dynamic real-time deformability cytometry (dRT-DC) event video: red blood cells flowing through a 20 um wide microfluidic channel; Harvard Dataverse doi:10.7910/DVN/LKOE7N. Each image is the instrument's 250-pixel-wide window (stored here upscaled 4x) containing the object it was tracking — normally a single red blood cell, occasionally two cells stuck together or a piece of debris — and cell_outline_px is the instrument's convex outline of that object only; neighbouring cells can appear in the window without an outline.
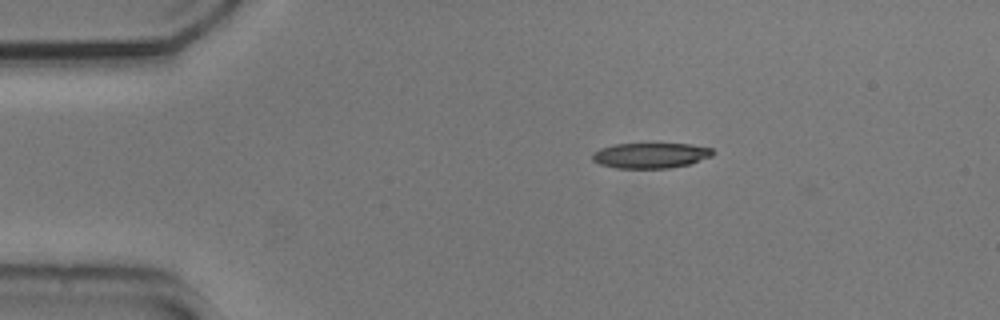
{"species": "common noctule bat (a hibernating species)", "species_latin": "Nyctalus noctula", "temperature_condition": "cold", "stored_images_in_passage": 38, "camera_frame_rate_fps": 3000, "um_per_image_px": 0.085, "animal": {"sex": "male", "body_mass_g": 20.5, "forearm_length_mm": 52.5}, "frame": {"image": 1, "passage_image": 1, "time_ms": 0.0, "image_size_px": [1000, 320], "cell_outline_px": [[712, 156], [688, 164], [668, 168], [616, 168], [600, 164], [592, 160], [592, 152], [600, 148], [616, 144], [692, 144], [712, 148]], "centroid_in_image_um": [55.26, 13.21], "position_along_channel_um": 29.7, "area_um2": 17.69}}
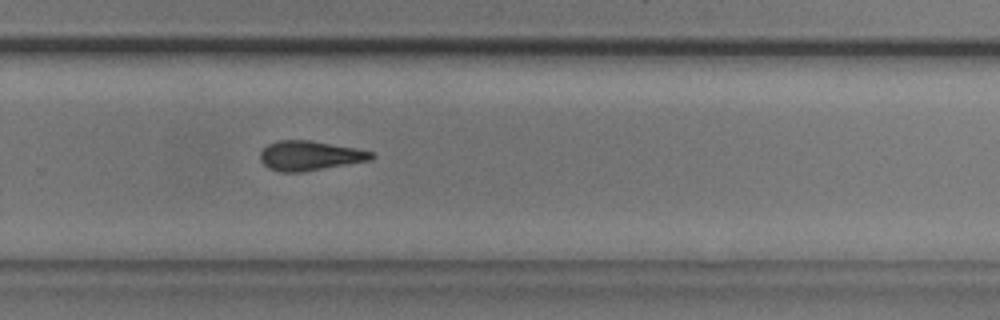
{"frame": {"image": 2, "passage_image": 27, "time_ms": 8.667, "image_size_px": [1000, 320], "cell_outline_px": [[376, 156], [372, 160], [300, 172], [280, 172], [268, 168], [260, 160], [260, 152], [268, 144], [276, 140], [308, 140], [356, 148], [372, 152]], "centroid_in_image_um": [26.32, 13.23], "position_along_channel_um": 303.5, "area_um2": 19.13}}
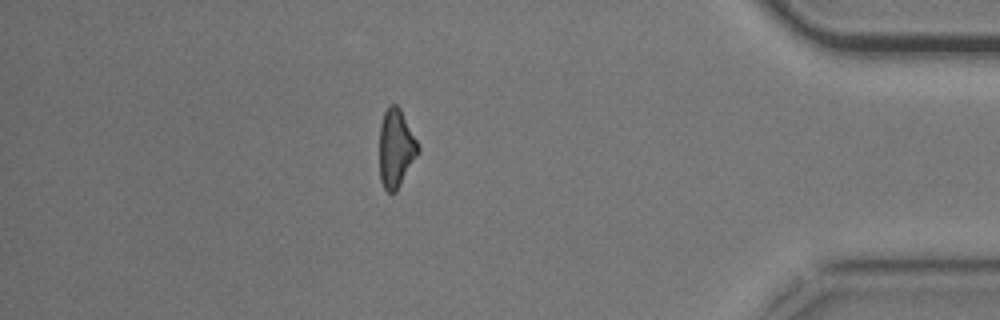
{"frame": {"image": 3, "passage_image": 38, "time_ms": 12.333, "image_size_px": [1000, 320], "cell_outline_px": [[420, 152], [396, 192], [388, 192], [384, 188], [380, 180], [380, 124], [384, 112], [388, 104], [396, 104], [400, 108], [420, 148]], "centroid_in_image_um": [33.65, 12.61], "position_along_channel_um": 401.5, "area_um2": 17.63}, "authors_computed_cell_mechanics": {"area_um2": 19.1318, "velocity_mm_per_s": 3.7478, "shape_relaxation_time_tau1_ms": 8.5078, "shape_relaxation_time_tau2_ms": 5.3051, "deformation_change_tau1": 0.2189, "deformation_change_tau2": 0.1683}}